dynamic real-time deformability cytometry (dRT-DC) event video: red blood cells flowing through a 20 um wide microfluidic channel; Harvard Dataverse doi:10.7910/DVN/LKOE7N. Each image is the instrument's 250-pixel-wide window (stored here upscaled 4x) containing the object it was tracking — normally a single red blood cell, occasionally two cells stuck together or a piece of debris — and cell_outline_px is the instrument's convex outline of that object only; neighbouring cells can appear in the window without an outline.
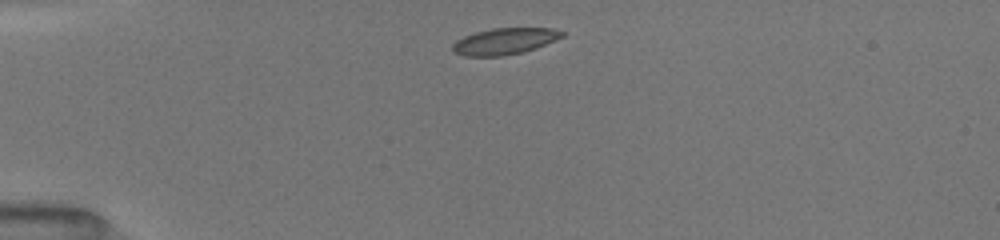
{"species": "common noctule bat (a hibernating species)", "species_latin": "Nyctalus noctula", "temperature_condition": "room temperature", "stored_images_in_passage": 2, "camera_frame_rate_fps": 3000, "um_per_image_px": 0.085, "animal": {"sex": "female", "body_mass_g": 19.5, "forearm_length_mm": 54.1}, "frame": {"image": 1, "passage_image": 1, "time_ms": 0.0, "image_size_px": [1000, 240], "cell_outline_px": [[564, 36], [536, 48], [524, 52], [504, 56], [464, 56], [452, 52], [452, 44], [456, 40], [464, 36], [476, 32], [492, 28], [552, 28], [564, 32]], "centroid_in_image_um": [42.86, 3.51], "position_along_channel_um": 42.1, "area_um2": 16.94}}